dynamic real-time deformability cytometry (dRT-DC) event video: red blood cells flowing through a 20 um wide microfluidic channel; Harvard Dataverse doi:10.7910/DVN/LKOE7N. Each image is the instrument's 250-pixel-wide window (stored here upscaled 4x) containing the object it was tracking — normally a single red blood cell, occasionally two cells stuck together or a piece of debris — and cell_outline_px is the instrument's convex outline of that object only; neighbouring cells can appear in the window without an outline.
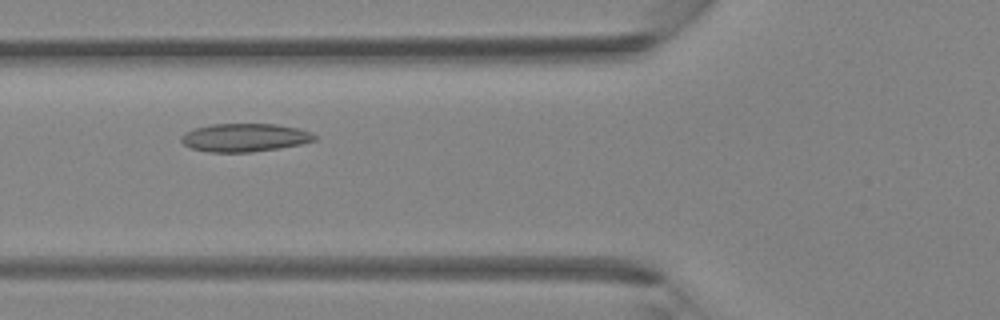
{"species": "Egyptian fruit bat (a non-hibernating species)", "species_latin": "Rousettus aegyptiacus", "temperature_condition": "room temperature", "stored_images_in_passage": 38, "camera_frame_rate_fps": 3000, "um_per_image_px": 0.085, "animal": {"sex": "female"}, "frame": {"image": 1, "passage_image": 13, "time_ms": 4.0, "image_size_px": [1000, 320], "cell_outline_px": [[316, 140], [300, 144], [252, 152], [208, 152], [192, 148], [184, 144], [180, 140], [180, 136], [184, 132], [196, 128], [212, 124], [276, 124], [300, 128], [312, 132], [316, 136]], "centroid_in_image_um": [20.8, 11.69], "position_along_channel_um": 105.0, "area_um2": 21.91}}
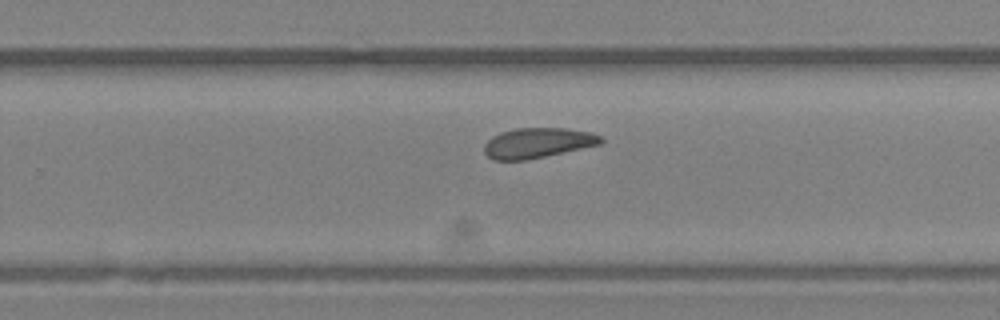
{"frame": {"image": 2, "passage_image": 24, "time_ms": 7.667, "image_size_px": [1000, 320], "cell_outline_px": [[604, 140], [600, 144], [544, 156], [524, 160], [492, 160], [484, 152], [484, 144], [492, 136], [500, 132], [516, 128], [564, 128], [592, 132], [600, 136]], "centroid_in_image_um": [45.67, 12.14], "position_along_channel_um": 284.1, "area_um2": 20.35}}
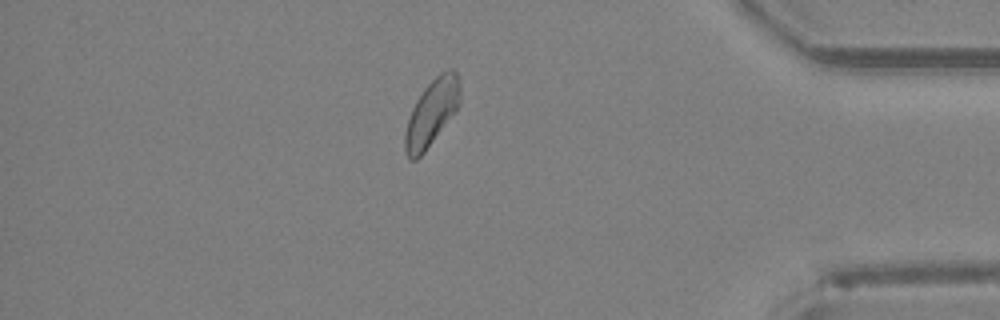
{"frame": {"image": 3, "passage_image": 33, "time_ms": 10.667, "image_size_px": [1000, 320], "cell_outline_px": [[460, 104], [456, 112], [424, 152], [416, 160], [412, 160], [408, 156], [404, 148], [404, 136], [408, 120], [412, 108], [416, 100], [424, 88], [440, 72], [448, 68], [452, 68], [460, 76]], "centroid_in_image_um": [36.73, 9.54], "position_along_channel_um": 398.5, "area_um2": 21.39}}